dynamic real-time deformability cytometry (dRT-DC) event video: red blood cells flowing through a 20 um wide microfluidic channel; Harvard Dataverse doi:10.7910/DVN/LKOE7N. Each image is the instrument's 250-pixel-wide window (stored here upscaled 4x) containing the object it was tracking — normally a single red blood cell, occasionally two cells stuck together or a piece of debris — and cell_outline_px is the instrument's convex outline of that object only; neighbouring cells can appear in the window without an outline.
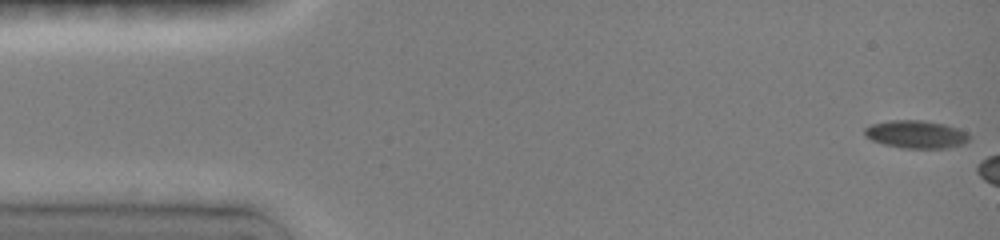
{"species": "common noctule bat (a hibernating species)", "species_latin": "Nyctalus noctula", "temperature_condition": "room temperature", "stored_images_in_passage": 10, "camera_frame_rate_fps": 3000, "um_per_image_px": 0.085, "animal": {"sex": "female", "body_mass_g": 19.0, "forearm_length_mm": 51.5}, "frame": {"image": 1, "passage_image": 1, "time_ms": 0.0, "image_size_px": [1000, 240], "cell_outline_px": [[968, 140], [964, 144], [944, 148], [900, 148], [884, 144], [872, 140], [864, 136], [864, 128], [872, 124], [888, 120], [924, 120], [944, 124], [968, 132]], "centroid_in_image_um": [77.83, 11.41], "position_along_channel_um": 7.2, "area_um2": 16.99}}